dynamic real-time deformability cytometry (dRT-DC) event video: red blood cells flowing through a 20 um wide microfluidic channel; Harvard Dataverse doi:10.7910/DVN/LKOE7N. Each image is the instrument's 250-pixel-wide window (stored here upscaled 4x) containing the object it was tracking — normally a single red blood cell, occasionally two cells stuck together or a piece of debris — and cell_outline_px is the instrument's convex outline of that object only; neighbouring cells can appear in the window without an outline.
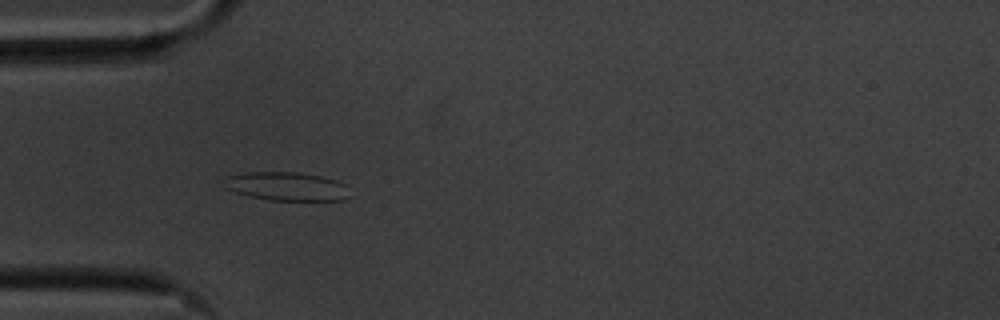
{"species": "common noctule bat (a hibernating species)", "species_latin": "Nyctalus noctula", "temperature_condition": "cold", "stored_images_in_passage": 41, "camera_frame_rate_fps": 3000, "um_per_image_px": 0.085, "animal": {"sex": "male", "body_mass_g": 20.1, "forearm_length_mm": 53.5}, "frame": {"image": 1, "passage_image": 1, "time_ms": 0.0, "image_size_px": [1000, 320], "cell_outline_px": [[344, 200], [272, 200], [248, 196], [224, 188], [228, 176], [248, 172], [296, 172], [320, 176], [336, 180], [344, 184]], "centroid_in_image_um": [24.29, 15.83], "position_along_channel_um": 60.7, "area_um2": 20.35}}
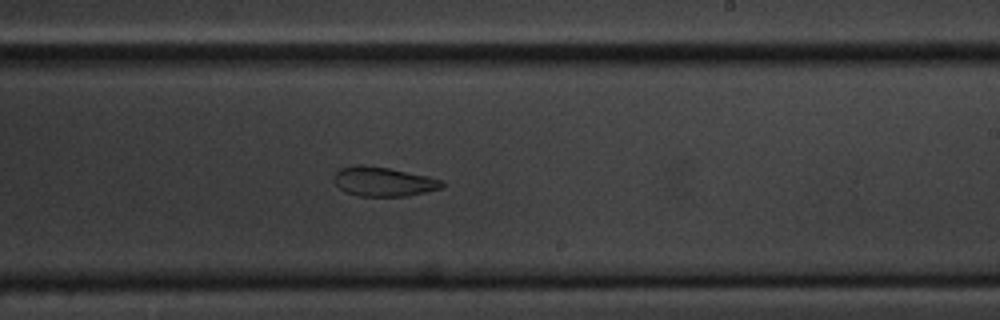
{"frame": {"image": 2, "passage_image": 18, "time_ms": 5.667, "image_size_px": [1000, 320], "cell_outline_px": [[444, 184], [440, 188], [408, 196], [360, 196], [344, 192], [336, 184], [336, 172], [340, 168], [356, 164], [364, 164], [388, 168], [428, 176], [444, 180]], "centroid_in_image_um": [32.59, 15.43], "position_along_channel_um": 256.4, "area_um2": 18.38}}
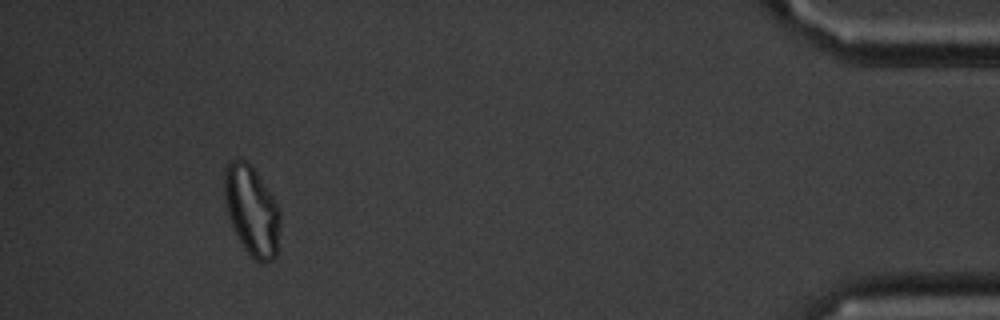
{"frame": {"image": 3, "passage_image": 37, "time_ms": 12.0, "image_size_px": [1000, 320], "cell_outline_px": [[280, 224], [276, 256], [272, 260], [264, 264], [256, 260], [244, 248], [232, 224], [224, 200], [224, 172], [228, 164], [232, 160], [244, 160], [256, 172], [280, 208]], "centroid_in_image_um": [21.42, 17.93], "position_along_channel_um": 413.8, "area_um2": 28.67}, "authors_computed_cell_mechanics": {"area_um2": 20.1144, "velocity_mm_per_s": 3.4929, "shape_relaxation_time_tau1_ms": null, "shape_relaxation_time_tau2_ms": 3.5954, "deformation_change_tau1": null, "deformation_change_tau2": 0.1021}}